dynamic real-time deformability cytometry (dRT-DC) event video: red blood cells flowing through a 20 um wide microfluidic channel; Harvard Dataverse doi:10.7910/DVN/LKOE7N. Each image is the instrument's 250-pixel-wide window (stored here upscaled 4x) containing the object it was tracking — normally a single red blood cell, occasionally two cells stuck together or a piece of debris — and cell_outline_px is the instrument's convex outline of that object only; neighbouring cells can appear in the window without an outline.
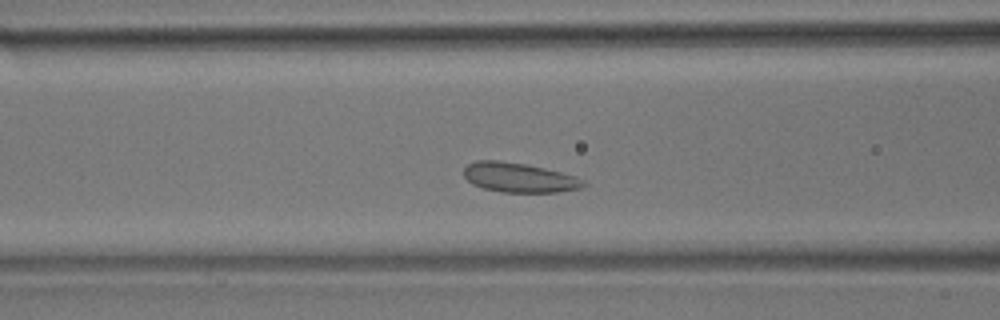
{"species": "common noctule bat (a hibernating species)", "species_latin": "Nyctalus noctula", "temperature_condition": "room temperature", "stored_images_in_passage": 43, "camera_frame_rate_fps": 3000, "um_per_image_px": 0.085, "animal": {"sex": "male", "body_mass_g": 17.9}, "frame": {"image": 1, "passage_image": 10, "time_ms": 3.0, "image_size_px": [1000, 320], "cell_outline_px": [[588, 184], [584, 188], [556, 192], [500, 192], [484, 188], [472, 184], [464, 176], [464, 168], [468, 164], [476, 160], [500, 160], [524, 164], [544, 168], [576, 176], [584, 180]], "centroid_in_image_um": [44.15, 15.09], "position_along_channel_um": 122.5, "area_um2": 20.69}}
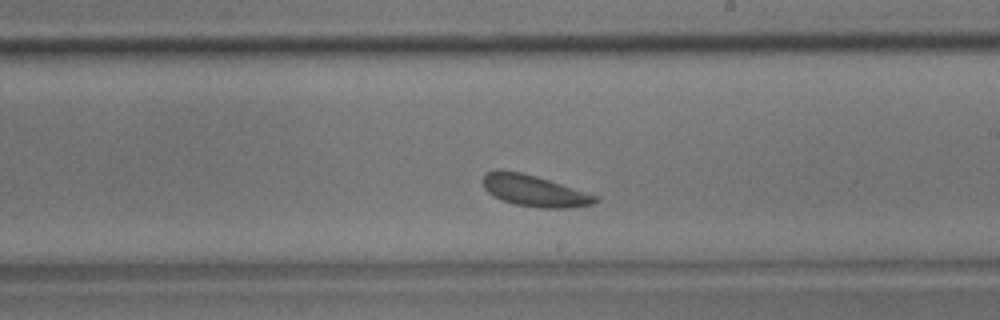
{"frame": {"image": 2, "passage_image": 20, "time_ms": 6.333, "image_size_px": [1000, 320], "cell_outline_px": [[600, 200], [592, 204], [568, 208], [540, 208], [516, 204], [492, 196], [484, 188], [484, 176], [488, 172], [496, 168], [500, 168], [520, 172], [536, 176], [600, 196]], "centroid_in_image_um": [45.43, 16.21], "position_along_channel_um": 243.6, "area_um2": 20.58}}
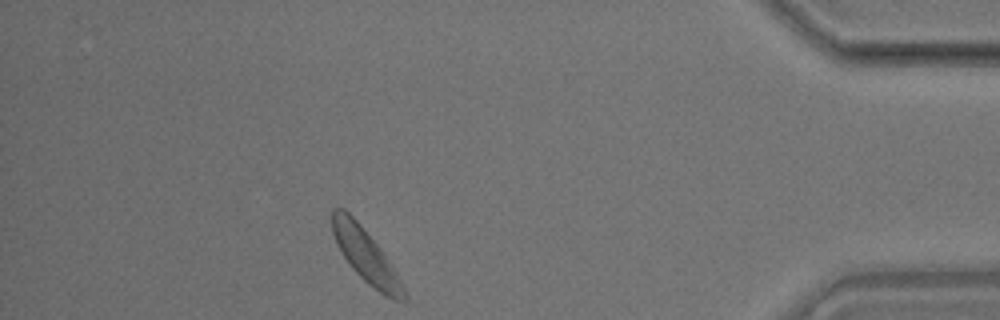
{"frame": {"image": 3, "passage_image": 37, "time_ms": 12.0, "image_size_px": [1000, 320], "cell_outline_px": [[408, 300], [404, 304], [384, 296], [368, 284], [348, 264], [336, 244], [332, 232], [332, 208], [344, 208], [360, 224], [380, 248], [396, 272], [408, 296]], "centroid_in_image_um": [31.11, 21.78], "position_along_channel_um": 404.1, "area_um2": 22.31}, "authors_computed_cell_mechanics": {"area_um2": 20.6924, "velocity_mm_per_s": 3.6321, "shape_relaxation_time_tau1_ms": null, "shape_relaxation_time_tau2_ms": 1.3669, "deformation_change_tau1": null, "deformation_change_tau2": 0.09}}